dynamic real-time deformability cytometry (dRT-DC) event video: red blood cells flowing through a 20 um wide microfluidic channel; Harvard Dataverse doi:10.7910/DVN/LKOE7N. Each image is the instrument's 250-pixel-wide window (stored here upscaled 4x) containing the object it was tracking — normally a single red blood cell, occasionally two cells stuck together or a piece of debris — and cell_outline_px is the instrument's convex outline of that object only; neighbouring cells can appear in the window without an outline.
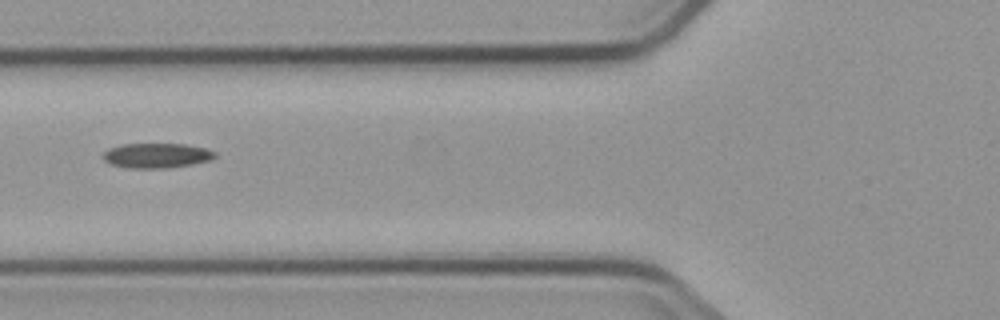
{"species": "common noctule bat (a hibernating species)", "species_latin": "Nyctalus noctula", "temperature_condition": "cold", "stored_images_in_passage": 5, "camera_frame_rate_fps": 3000, "um_per_image_px": 0.085, "animal": {"sex": "male", "body_mass_g": 23.1, "forearm_length_mm": 52.7}, "frame": {"image": 1, "passage_image": 2, "time_ms": 1.333, "image_size_px": [1000, 320], "cell_outline_px": [[216, 156], [212, 160], [192, 164], [164, 168], [132, 168], [112, 164], [104, 160], [104, 152], [108, 148], [120, 144], [184, 144], [204, 148], [216, 152]], "centroid_in_image_um": [13.33, 13.21], "position_along_channel_um": 112.5, "area_um2": 16.07}}
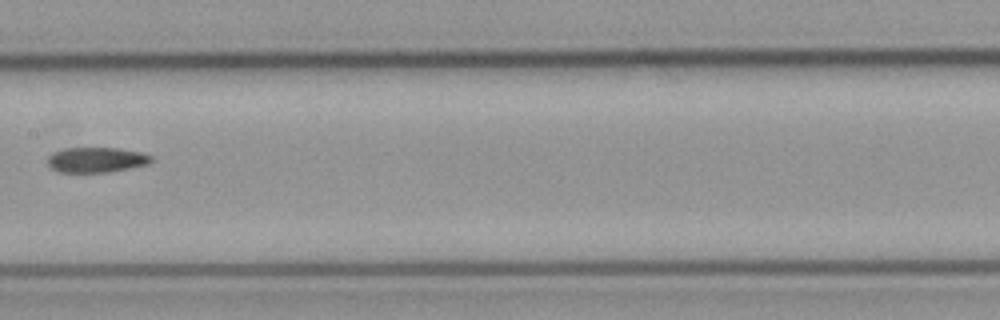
{"frame": {"image": 2, "passage_image": 4, "time_ms": 3.667, "image_size_px": [1000, 320], "cell_outline_px": [[152, 160], [148, 164], [108, 172], [56, 172], [48, 164], [48, 156], [52, 152], [64, 148], [116, 148], [140, 152], [152, 156]], "centroid_in_image_um": [8.15, 13.58], "position_along_channel_um": 199.2, "area_um2": 15.14}}
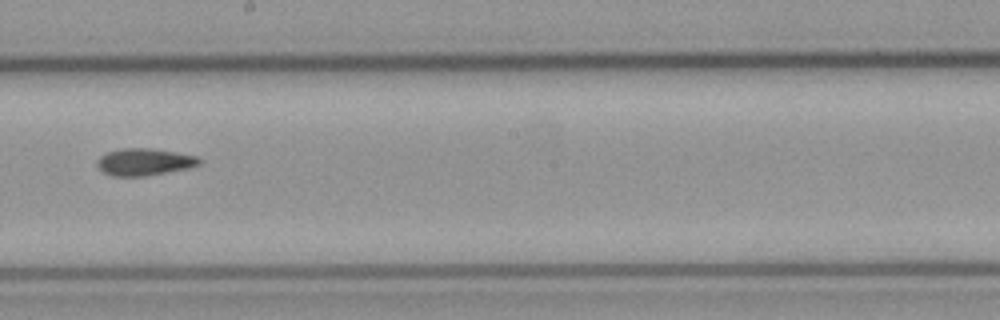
{"frame": {"image": 3, "passage_image": 5, "time_ms": 4.667, "image_size_px": [1000, 320], "cell_outline_px": [[200, 164], [188, 168], [144, 176], [112, 176], [104, 172], [96, 164], [96, 160], [100, 156], [108, 152], [120, 148], [152, 148], [176, 152], [196, 156], [200, 160]], "centroid_in_image_um": [12.24, 13.75], "position_along_channel_um": 236.0, "area_um2": 16.01}}